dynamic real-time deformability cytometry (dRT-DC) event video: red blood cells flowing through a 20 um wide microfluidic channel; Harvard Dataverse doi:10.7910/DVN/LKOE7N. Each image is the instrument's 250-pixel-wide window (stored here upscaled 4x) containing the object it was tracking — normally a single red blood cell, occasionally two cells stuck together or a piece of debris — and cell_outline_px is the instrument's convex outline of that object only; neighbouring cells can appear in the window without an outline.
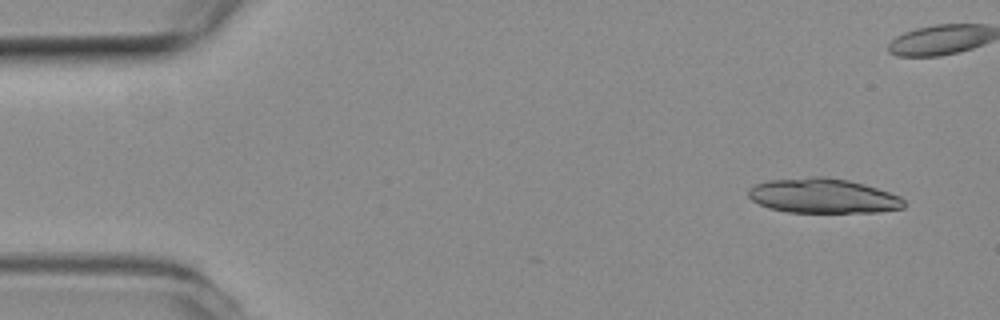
{"species": "common noctule bat (a hibernating species)", "species_latin": "Nyctalus noctula", "temperature_condition": "room temperature", "stored_images_in_passage": 9, "camera_frame_rate_fps": 3000, "um_per_image_px": 0.085, "animal": {"sex": "female", "body_mass_g": 19.3, "forearm_length_mm": 54.1}, "frame": {"image": 1, "passage_image": 1, "time_ms": 0.0, "image_size_px": [1000, 320], "cell_outline_px": [[904, 208], [880, 212], [788, 212], [768, 208], [752, 200], [748, 196], [748, 192], [756, 184], [768, 180], [820, 176], [848, 180], [864, 184], [900, 196], [904, 200]], "centroid_in_image_um": [69.97, 16.66], "position_along_channel_um": 15.0, "area_um2": 31.27}}
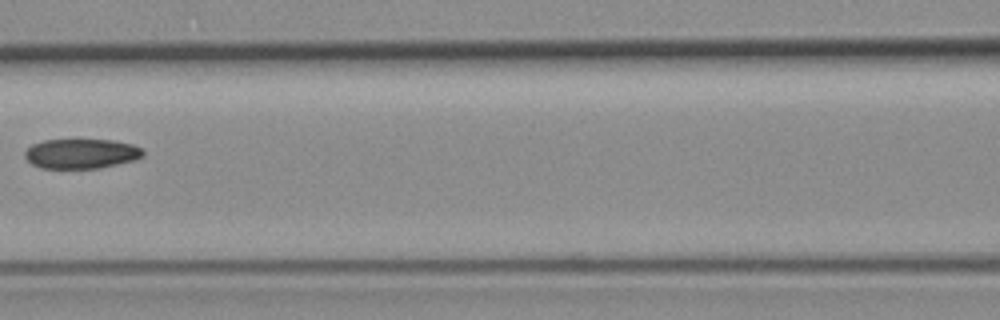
{"frame": {"image": 2, "passage_image": 8, "time_ms": 2.333, "image_size_px": [1000, 320], "cell_outline_px": [[144, 156], [132, 160], [100, 168], [40, 168], [32, 164], [24, 156], [24, 152], [32, 144], [44, 140], [116, 140], [132, 144], [140, 148], [144, 152]], "centroid_in_image_um": [6.89, 13.06], "position_along_channel_um": 159.7, "area_um2": 20.4}}
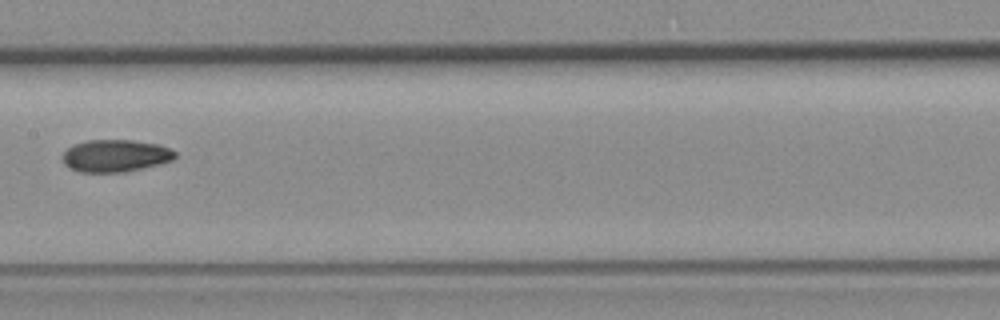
{"frame": {"image": 3, "passage_image": 9, "time_ms": 2.667, "image_size_px": [1000, 320], "cell_outline_px": [[176, 156], [172, 160], [124, 172], [80, 172], [64, 164], [60, 156], [72, 144], [88, 140], [132, 140], [160, 144], [172, 148], [176, 152]], "centroid_in_image_um": [9.79, 13.22], "position_along_channel_um": 197.6, "area_um2": 21.21}}